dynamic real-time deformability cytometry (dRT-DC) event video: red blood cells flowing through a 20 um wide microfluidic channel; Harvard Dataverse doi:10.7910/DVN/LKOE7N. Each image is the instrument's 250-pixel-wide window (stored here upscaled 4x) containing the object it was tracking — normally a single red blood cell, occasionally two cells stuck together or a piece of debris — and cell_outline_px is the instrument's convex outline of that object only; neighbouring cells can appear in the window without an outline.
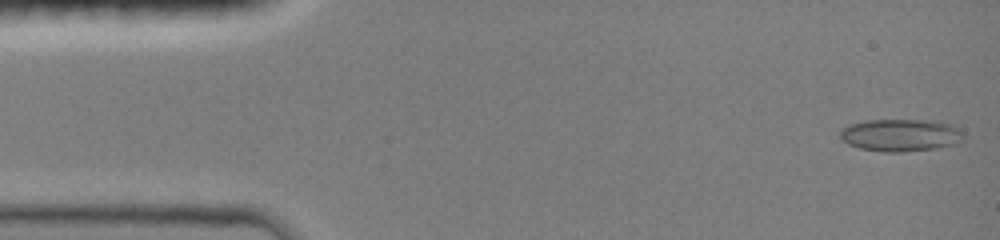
{"species": "common noctule bat (a hibernating species)", "species_latin": "Nyctalus noctula", "temperature_condition": "room temperature", "stored_images_in_passage": 8, "camera_frame_rate_fps": 3000, "um_per_image_px": 0.085, "animal": {"sex": "female", "body_mass_g": 19.0, "forearm_length_mm": 51.5}, "frame": {"image": 1, "passage_image": 1, "time_ms": 0.0, "image_size_px": [1000, 240], "cell_outline_px": [[964, 136], [956, 144], [936, 148], [900, 152], [884, 152], [860, 148], [848, 144], [840, 136], [840, 128], [848, 124], [864, 120], [940, 120], [952, 124]], "centroid_in_image_um": [76.53, 11.47], "position_along_channel_um": 8.5, "area_um2": 23.41}}
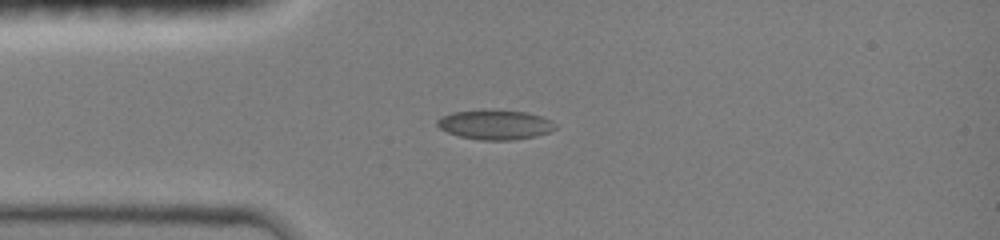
{"frame": {"image": 2, "passage_image": 7, "time_ms": 2.0, "image_size_px": [1000, 240], "cell_outline_px": [[560, 128], [536, 136], [512, 140], [480, 140], [460, 136], [448, 132], [440, 128], [436, 124], [436, 120], [440, 116], [452, 112], [480, 108], [484, 108], [524, 112], [540, 116], [552, 120]], "centroid_in_image_um": [42.08, 10.57], "position_along_channel_um": 42.9, "area_um2": 20.87}}